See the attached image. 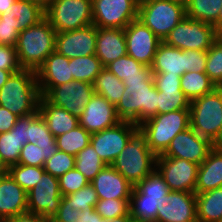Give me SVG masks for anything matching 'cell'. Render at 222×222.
<instances>
[{
    "label": "cell",
    "mask_w": 222,
    "mask_h": 222,
    "mask_svg": "<svg viewBox=\"0 0 222 222\" xmlns=\"http://www.w3.org/2000/svg\"><path fill=\"white\" fill-rule=\"evenodd\" d=\"M137 131L135 123L121 121L113 127L92 133L90 144L105 164L111 165Z\"/></svg>",
    "instance_id": "11"
},
{
    "label": "cell",
    "mask_w": 222,
    "mask_h": 222,
    "mask_svg": "<svg viewBox=\"0 0 222 222\" xmlns=\"http://www.w3.org/2000/svg\"><path fill=\"white\" fill-rule=\"evenodd\" d=\"M45 161L44 150L36 144L27 142L21 149L18 164L43 167Z\"/></svg>",
    "instance_id": "48"
},
{
    "label": "cell",
    "mask_w": 222,
    "mask_h": 222,
    "mask_svg": "<svg viewBox=\"0 0 222 222\" xmlns=\"http://www.w3.org/2000/svg\"><path fill=\"white\" fill-rule=\"evenodd\" d=\"M23 29L17 19L11 15H0V44L16 46L19 32Z\"/></svg>",
    "instance_id": "46"
},
{
    "label": "cell",
    "mask_w": 222,
    "mask_h": 222,
    "mask_svg": "<svg viewBox=\"0 0 222 222\" xmlns=\"http://www.w3.org/2000/svg\"><path fill=\"white\" fill-rule=\"evenodd\" d=\"M152 73L178 74L187 72L186 53L176 47L169 46L163 41L158 45L151 64Z\"/></svg>",
    "instance_id": "25"
},
{
    "label": "cell",
    "mask_w": 222,
    "mask_h": 222,
    "mask_svg": "<svg viewBox=\"0 0 222 222\" xmlns=\"http://www.w3.org/2000/svg\"><path fill=\"white\" fill-rule=\"evenodd\" d=\"M40 96L36 71L22 69L1 87L0 106L18 117L28 116L38 110Z\"/></svg>",
    "instance_id": "2"
},
{
    "label": "cell",
    "mask_w": 222,
    "mask_h": 222,
    "mask_svg": "<svg viewBox=\"0 0 222 222\" xmlns=\"http://www.w3.org/2000/svg\"><path fill=\"white\" fill-rule=\"evenodd\" d=\"M94 94L93 84L73 80L52 87L43 97L54 106L66 109L70 114L79 117Z\"/></svg>",
    "instance_id": "13"
},
{
    "label": "cell",
    "mask_w": 222,
    "mask_h": 222,
    "mask_svg": "<svg viewBox=\"0 0 222 222\" xmlns=\"http://www.w3.org/2000/svg\"><path fill=\"white\" fill-rule=\"evenodd\" d=\"M180 82L181 90L190 102L217 88L206 73L186 72L180 77Z\"/></svg>",
    "instance_id": "30"
},
{
    "label": "cell",
    "mask_w": 222,
    "mask_h": 222,
    "mask_svg": "<svg viewBox=\"0 0 222 222\" xmlns=\"http://www.w3.org/2000/svg\"><path fill=\"white\" fill-rule=\"evenodd\" d=\"M187 72L205 73V64L207 60V51L185 50Z\"/></svg>",
    "instance_id": "50"
},
{
    "label": "cell",
    "mask_w": 222,
    "mask_h": 222,
    "mask_svg": "<svg viewBox=\"0 0 222 222\" xmlns=\"http://www.w3.org/2000/svg\"><path fill=\"white\" fill-rule=\"evenodd\" d=\"M213 27L215 28V31L221 35L222 34V6L219 11V15L217 18V21L213 24Z\"/></svg>",
    "instance_id": "58"
},
{
    "label": "cell",
    "mask_w": 222,
    "mask_h": 222,
    "mask_svg": "<svg viewBox=\"0 0 222 222\" xmlns=\"http://www.w3.org/2000/svg\"><path fill=\"white\" fill-rule=\"evenodd\" d=\"M190 127V110L182 109L158 114L138 125L150 150L157 156L169 146L171 140Z\"/></svg>",
    "instance_id": "5"
},
{
    "label": "cell",
    "mask_w": 222,
    "mask_h": 222,
    "mask_svg": "<svg viewBox=\"0 0 222 222\" xmlns=\"http://www.w3.org/2000/svg\"><path fill=\"white\" fill-rule=\"evenodd\" d=\"M197 222H219L222 219V187L196 194Z\"/></svg>",
    "instance_id": "27"
},
{
    "label": "cell",
    "mask_w": 222,
    "mask_h": 222,
    "mask_svg": "<svg viewBox=\"0 0 222 222\" xmlns=\"http://www.w3.org/2000/svg\"><path fill=\"white\" fill-rule=\"evenodd\" d=\"M121 122L115 105L105 97L94 94L79 116V125L90 134L100 132Z\"/></svg>",
    "instance_id": "18"
},
{
    "label": "cell",
    "mask_w": 222,
    "mask_h": 222,
    "mask_svg": "<svg viewBox=\"0 0 222 222\" xmlns=\"http://www.w3.org/2000/svg\"><path fill=\"white\" fill-rule=\"evenodd\" d=\"M62 200L67 205H71L73 209L84 211L86 209L95 208L98 197L94 187L89 183L79 191L63 196Z\"/></svg>",
    "instance_id": "44"
},
{
    "label": "cell",
    "mask_w": 222,
    "mask_h": 222,
    "mask_svg": "<svg viewBox=\"0 0 222 222\" xmlns=\"http://www.w3.org/2000/svg\"><path fill=\"white\" fill-rule=\"evenodd\" d=\"M189 108L190 101L181 89L158 90L157 115Z\"/></svg>",
    "instance_id": "41"
},
{
    "label": "cell",
    "mask_w": 222,
    "mask_h": 222,
    "mask_svg": "<svg viewBox=\"0 0 222 222\" xmlns=\"http://www.w3.org/2000/svg\"><path fill=\"white\" fill-rule=\"evenodd\" d=\"M33 1L45 11L57 0H33Z\"/></svg>",
    "instance_id": "59"
},
{
    "label": "cell",
    "mask_w": 222,
    "mask_h": 222,
    "mask_svg": "<svg viewBox=\"0 0 222 222\" xmlns=\"http://www.w3.org/2000/svg\"><path fill=\"white\" fill-rule=\"evenodd\" d=\"M199 165L175 157L157 155L156 170L171 191L195 193Z\"/></svg>",
    "instance_id": "12"
},
{
    "label": "cell",
    "mask_w": 222,
    "mask_h": 222,
    "mask_svg": "<svg viewBox=\"0 0 222 222\" xmlns=\"http://www.w3.org/2000/svg\"><path fill=\"white\" fill-rule=\"evenodd\" d=\"M120 80L125 78L142 77V75H153L150 66L144 65L126 54L105 66Z\"/></svg>",
    "instance_id": "36"
},
{
    "label": "cell",
    "mask_w": 222,
    "mask_h": 222,
    "mask_svg": "<svg viewBox=\"0 0 222 222\" xmlns=\"http://www.w3.org/2000/svg\"><path fill=\"white\" fill-rule=\"evenodd\" d=\"M38 111L47 123L54 137L60 136L79 126V117L70 114L66 109L54 106L40 96Z\"/></svg>",
    "instance_id": "26"
},
{
    "label": "cell",
    "mask_w": 222,
    "mask_h": 222,
    "mask_svg": "<svg viewBox=\"0 0 222 222\" xmlns=\"http://www.w3.org/2000/svg\"><path fill=\"white\" fill-rule=\"evenodd\" d=\"M97 27L92 24L68 32H57L55 51L73 59L95 54Z\"/></svg>",
    "instance_id": "17"
},
{
    "label": "cell",
    "mask_w": 222,
    "mask_h": 222,
    "mask_svg": "<svg viewBox=\"0 0 222 222\" xmlns=\"http://www.w3.org/2000/svg\"><path fill=\"white\" fill-rule=\"evenodd\" d=\"M196 194L186 191H170L164 207L157 210L155 222H197Z\"/></svg>",
    "instance_id": "19"
},
{
    "label": "cell",
    "mask_w": 222,
    "mask_h": 222,
    "mask_svg": "<svg viewBox=\"0 0 222 222\" xmlns=\"http://www.w3.org/2000/svg\"><path fill=\"white\" fill-rule=\"evenodd\" d=\"M95 94L105 97L111 104L117 105L125 90V85L116 75L105 67L93 82Z\"/></svg>",
    "instance_id": "29"
},
{
    "label": "cell",
    "mask_w": 222,
    "mask_h": 222,
    "mask_svg": "<svg viewBox=\"0 0 222 222\" xmlns=\"http://www.w3.org/2000/svg\"><path fill=\"white\" fill-rule=\"evenodd\" d=\"M45 18L56 32H68L92 25V0H57L45 10Z\"/></svg>",
    "instance_id": "9"
},
{
    "label": "cell",
    "mask_w": 222,
    "mask_h": 222,
    "mask_svg": "<svg viewBox=\"0 0 222 222\" xmlns=\"http://www.w3.org/2000/svg\"><path fill=\"white\" fill-rule=\"evenodd\" d=\"M8 15L15 17L22 29H27L44 19L45 11L33 0H17L11 5Z\"/></svg>",
    "instance_id": "32"
},
{
    "label": "cell",
    "mask_w": 222,
    "mask_h": 222,
    "mask_svg": "<svg viewBox=\"0 0 222 222\" xmlns=\"http://www.w3.org/2000/svg\"><path fill=\"white\" fill-rule=\"evenodd\" d=\"M18 116L0 106V133L10 131L18 120Z\"/></svg>",
    "instance_id": "53"
},
{
    "label": "cell",
    "mask_w": 222,
    "mask_h": 222,
    "mask_svg": "<svg viewBox=\"0 0 222 222\" xmlns=\"http://www.w3.org/2000/svg\"><path fill=\"white\" fill-rule=\"evenodd\" d=\"M80 222H102V217L96 212L95 208L80 211Z\"/></svg>",
    "instance_id": "56"
},
{
    "label": "cell",
    "mask_w": 222,
    "mask_h": 222,
    "mask_svg": "<svg viewBox=\"0 0 222 222\" xmlns=\"http://www.w3.org/2000/svg\"><path fill=\"white\" fill-rule=\"evenodd\" d=\"M140 0H92L93 24L98 28L125 29L138 18Z\"/></svg>",
    "instance_id": "10"
},
{
    "label": "cell",
    "mask_w": 222,
    "mask_h": 222,
    "mask_svg": "<svg viewBox=\"0 0 222 222\" xmlns=\"http://www.w3.org/2000/svg\"><path fill=\"white\" fill-rule=\"evenodd\" d=\"M28 212L51 220L57 213L63 196L59 190V179L44 172L39 182L28 193Z\"/></svg>",
    "instance_id": "14"
},
{
    "label": "cell",
    "mask_w": 222,
    "mask_h": 222,
    "mask_svg": "<svg viewBox=\"0 0 222 222\" xmlns=\"http://www.w3.org/2000/svg\"><path fill=\"white\" fill-rule=\"evenodd\" d=\"M126 54L124 29L97 27L95 55L100 59L104 67Z\"/></svg>",
    "instance_id": "23"
},
{
    "label": "cell",
    "mask_w": 222,
    "mask_h": 222,
    "mask_svg": "<svg viewBox=\"0 0 222 222\" xmlns=\"http://www.w3.org/2000/svg\"><path fill=\"white\" fill-rule=\"evenodd\" d=\"M28 142L44 150L45 160L51 158L59 150L55 137L39 112L29 121Z\"/></svg>",
    "instance_id": "28"
},
{
    "label": "cell",
    "mask_w": 222,
    "mask_h": 222,
    "mask_svg": "<svg viewBox=\"0 0 222 222\" xmlns=\"http://www.w3.org/2000/svg\"><path fill=\"white\" fill-rule=\"evenodd\" d=\"M0 69L10 71L12 74L22 70L15 46L0 44Z\"/></svg>",
    "instance_id": "49"
},
{
    "label": "cell",
    "mask_w": 222,
    "mask_h": 222,
    "mask_svg": "<svg viewBox=\"0 0 222 222\" xmlns=\"http://www.w3.org/2000/svg\"><path fill=\"white\" fill-rule=\"evenodd\" d=\"M105 166V162L99 157L91 144L75 156L74 168L82 173L89 182H91Z\"/></svg>",
    "instance_id": "38"
},
{
    "label": "cell",
    "mask_w": 222,
    "mask_h": 222,
    "mask_svg": "<svg viewBox=\"0 0 222 222\" xmlns=\"http://www.w3.org/2000/svg\"><path fill=\"white\" fill-rule=\"evenodd\" d=\"M214 146L209 139L200 136L189 127L178 133L161 155L185 159L200 165Z\"/></svg>",
    "instance_id": "16"
},
{
    "label": "cell",
    "mask_w": 222,
    "mask_h": 222,
    "mask_svg": "<svg viewBox=\"0 0 222 222\" xmlns=\"http://www.w3.org/2000/svg\"><path fill=\"white\" fill-rule=\"evenodd\" d=\"M23 146L18 137L17 123L10 131L0 133V159L7 169L12 165L18 164Z\"/></svg>",
    "instance_id": "37"
},
{
    "label": "cell",
    "mask_w": 222,
    "mask_h": 222,
    "mask_svg": "<svg viewBox=\"0 0 222 222\" xmlns=\"http://www.w3.org/2000/svg\"><path fill=\"white\" fill-rule=\"evenodd\" d=\"M56 34V30L46 18L19 32L15 48L22 69H39L46 58L55 51Z\"/></svg>",
    "instance_id": "3"
},
{
    "label": "cell",
    "mask_w": 222,
    "mask_h": 222,
    "mask_svg": "<svg viewBox=\"0 0 222 222\" xmlns=\"http://www.w3.org/2000/svg\"><path fill=\"white\" fill-rule=\"evenodd\" d=\"M37 110L34 114L28 116L19 117L17 120L18 124V137L20 138L21 144L25 145L28 142L29 137V121L38 113Z\"/></svg>",
    "instance_id": "54"
},
{
    "label": "cell",
    "mask_w": 222,
    "mask_h": 222,
    "mask_svg": "<svg viewBox=\"0 0 222 222\" xmlns=\"http://www.w3.org/2000/svg\"><path fill=\"white\" fill-rule=\"evenodd\" d=\"M186 17L213 25L218 18L222 0H187Z\"/></svg>",
    "instance_id": "34"
},
{
    "label": "cell",
    "mask_w": 222,
    "mask_h": 222,
    "mask_svg": "<svg viewBox=\"0 0 222 222\" xmlns=\"http://www.w3.org/2000/svg\"><path fill=\"white\" fill-rule=\"evenodd\" d=\"M27 192L7 172L0 176V219L7 221L27 212Z\"/></svg>",
    "instance_id": "22"
},
{
    "label": "cell",
    "mask_w": 222,
    "mask_h": 222,
    "mask_svg": "<svg viewBox=\"0 0 222 222\" xmlns=\"http://www.w3.org/2000/svg\"><path fill=\"white\" fill-rule=\"evenodd\" d=\"M205 73L217 87H222V36L207 50Z\"/></svg>",
    "instance_id": "43"
},
{
    "label": "cell",
    "mask_w": 222,
    "mask_h": 222,
    "mask_svg": "<svg viewBox=\"0 0 222 222\" xmlns=\"http://www.w3.org/2000/svg\"><path fill=\"white\" fill-rule=\"evenodd\" d=\"M7 173V168L5 167V165L2 163L1 159H0V176Z\"/></svg>",
    "instance_id": "61"
},
{
    "label": "cell",
    "mask_w": 222,
    "mask_h": 222,
    "mask_svg": "<svg viewBox=\"0 0 222 222\" xmlns=\"http://www.w3.org/2000/svg\"><path fill=\"white\" fill-rule=\"evenodd\" d=\"M180 75L167 73H153V80L157 90L181 89Z\"/></svg>",
    "instance_id": "51"
},
{
    "label": "cell",
    "mask_w": 222,
    "mask_h": 222,
    "mask_svg": "<svg viewBox=\"0 0 222 222\" xmlns=\"http://www.w3.org/2000/svg\"><path fill=\"white\" fill-rule=\"evenodd\" d=\"M50 222H80V211L73 209L71 205H67L62 200L57 213Z\"/></svg>",
    "instance_id": "52"
},
{
    "label": "cell",
    "mask_w": 222,
    "mask_h": 222,
    "mask_svg": "<svg viewBox=\"0 0 222 222\" xmlns=\"http://www.w3.org/2000/svg\"><path fill=\"white\" fill-rule=\"evenodd\" d=\"M170 191L171 190L163 177L155 169L151 174L133 187L130 198L161 199L162 197H166Z\"/></svg>",
    "instance_id": "31"
},
{
    "label": "cell",
    "mask_w": 222,
    "mask_h": 222,
    "mask_svg": "<svg viewBox=\"0 0 222 222\" xmlns=\"http://www.w3.org/2000/svg\"><path fill=\"white\" fill-rule=\"evenodd\" d=\"M39 92L44 96L52 87L72 82L69 59L53 51L36 71Z\"/></svg>",
    "instance_id": "20"
},
{
    "label": "cell",
    "mask_w": 222,
    "mask_h": 222,
    "mask_svg": "<svg viewBox=\"0 0 222 222\" xmlns=\"http://www.w3.org/2000/svg\"><path fill=\"white\" fill-rule=\"evenodd\" d=\"M102 222H113V221H109V220L102 217ZM119 222H129V221H119Z\"/></svg>",
    "instance_id": "62"
},
{
    "label": "cell",
    "mask_w": 222,
    "mask_h": 222,
    "mask_svg": "<svg viewBox=\"0 0 222 222\" xmlns=\"http://www.w3.org/2000/svg\"><path fill=\"white\" fill-rule=\"evenodd\" d=\"M222 187V145H215L199 165L195 194Z\"/></svg>",
    "instance_id": "24"
},
{
    "label": "cell",
    "mask_w": 222,
    "mask_h": 222,
    "mask_svg": "<svg viewBox=\"0 0 222 222\" xmlns=\"http://www.w3.org/2000/svg\"><path fill=\"white\" fill-rule=\"evenodd\" d=\"M12 73L10 71L0 69V89L6 83L7 79Z\"/></svg>",
    "instance_id": "60"
},
{
    "label": "cell",
    "mask_w": 222,
    "mask_h": 222,
    "mask_svg": "<svg viewBox=\"0 0 222 222\" xmlns=\"http://www.w3.org/2000/svg\"><path fill=\"white\" fill-rule=\"evenodd\" d=\"M129 202L130 200L100 199L95 205V210L109 221H130Z\"/></svg>",
    "instance_id": "40"
},
{
    "label": "cell",
    "mask_w": 222,
    "mask_h": 222,
    "mask_svg": "<svg viewBox=\"0 0 222 222\" xmlns=\"http://www.w3.org/2000/svg\"><path fill=\"white\" fill-rule=\"evenodd\" d=\"M75 156L58 150L51 158L45 161L44 170L56 178H60L74 169Z\"/></svg>",
    "instance_id": "45"
},
{
    "label": "cell",
    "mask_w": 222,
    "mask_h": 222,
    "mask_svg": "<svg viewBox=\"0 0 222 222\" xmlns=\"http://www.w3.org/2000/svg\"><path fill=\"white\" fill-rule=\"evenodd\" d=\"M17 0H0V15L7 14L11 9V5Z\"/></svg>",
    "instance_id": "57"
},
{
    "label": "cell",
    "mask_w": 222,
    "mask_h": 222,
    "mask_svg": "<svg viewBox=\"0 0 222 222\" xmlns=\"http://www.w3.org/2000/svg\"><path fill=\"white\" fill-rule=\"evenodd\" d=\"M186 17L185 2L180 0H140L138 19L162 41Z\"/></svg>",
    "instance_id": "7"
},
{
    "label": "cell",
    "mask_w": 222,
    "mask_h": 222,
    "mask_svg": "<svg viewBox=\"0 0 222 222\" xmlns=\"http://www.w3.org/2000/svg\"><path fill=\"white\" fill-rule=\"evenodd\" d=\"M7 172L28 193L39 182L45 170L43 167L16 164L10 166Z\"/></svg>",
    "instance_id": "42"
},
{
    "label": "cell",
    "mask_w": 222,
    "mask_h": 222,
    "mask_svg": "<svg viewBox=\"0 0 222 222\" xmlns=\"http://www.w3.org/2000/svg\"><path fill=\"white\" fill-rule=\"evenodd\" d=\"M190 127L214 145H222V87L190 102Z\"/></svg>",
    "instance_id": "6"
},
{
    "label": "cell",
    "mask_w": 222,
    "mask_h": 222,
    "mask_svg": "<svg viewBox=\"0 0 222 222\" xmlns=\"http://www.w3.org/2000/svg\"><path fill=\"white\" fill-rule=\"evenodd\" d=\"M125 90L116 107L121 121H130L137 126L157 115L158 90L153 75L125 78Z\"/></svg>",
    "instance_id": "1"
},
{
    "label": "cell",
    "mask_w": 222,
    "mask_h": 222,
    "mask_svg": "<svg viewBox=\"0 0 222 222\" xmlns=\"http://www.w3.org/2000/svg\"><path fill=\"white\" fill-rule=\"evenodd\" d=\"M5 222H50V220L41 217L38 214H34L31 212H24L19 215L14 216L11 219H8Z\"/></svg>",
    "instance_id": "55"
},
{
    "label": "cell",
    "mask_w": 222,
    "mask_h": 222,
    "mask_svg": "<svg viewBox=\"0 0 222 222\" xmlns=\"http://www.w3.org/2000/svg\"><path fill=\"white\" fill-rule=\"evenodd\" d=\"M127 54L136 61L151 66L158 45L162 42L153 31L138 18L125 29Z\"/></svg>",
    "instance_id": "15"
},
{
    "label": "cell",
    "mask_w": 222,
    "mask_h": 222,
    "mask_svg": "<svg viewBox=\"0 0 222 222\" xmlns=\"http://www.w3.org/2000/svg\"><path fill=\"white\" fill-rule=\"evenodd\" d=\"M156 157L137 131L111 165L135 187L156 169Z\"/></svg>",
    "instance_id": "4"
},
{
    "label": "cell",
    "mask_w": 222,
    "mask_h": 222,
    "mask_svg": "<svg viewBox=\"0 0 222 222\" xmlns=\"http://www.w3.org/2000/svg\"><path fill=\"white\" fill-rule=\"evenodd\" d=\"M55 139L60 151L76 156L78 152L90 144L91 134L79 125Z\"/></svg>",
    "instance_id": "39"
},
{
    "label": "cell",
    "mask_w": 222,
    "mask_h": 222,
    "mask_svg": "<svg viewBox=\"0 0 222 222\" xmlns=\"http://www.w3.org/2000/svg\"><path fill=\"white\" fill-rule=\"evenodd\" d=\"M165 197L153 198H130V221L131 222H155L157 210L164 207Z\"/></svg>",
    "instance_id": "33"
},
{
    "label": "cell",
    "mask_w": 222,
    "mask_h": 222,
    "mask_svg": "<svg viewBox=\"0 0 222 222\" xmlns=\"http://www.w3.org/2000/svg\"><path fill=\"white\" fill-rule=\"evenodd\" d=\"M98 200H130L133 186L112 165H106L90 182Z\"/></svg>",
    "instance_id": "21"
},
{
    "label": "cell",
    "mask_w": 222,
    "mask_h": 222,
    "mask_svg": "<svg viewBox=\"0 0 222 222\" xmlns=\"http://www.w3.org/2000/svg\"><path fill=\"white\" fill-rule=\"evenodd\" d=\"M219 36L213 25L185 17L169 32L163 42L183 51H207Z\"/></svg>",
    "instance_id": "8"
},
{
    "label": "cell",
    "mask_w": 222,
    "mask_h": 222,
    "mask_svg": "<svg viewBox=\"0 0 222 222\" xmlns=\"http://www.w3.org/2000/svg\"><path fill=\"white\" fill-rule=\"evenodd\" d=\"M59 179V190L62 196L75 193L90 182L75 168L65 173Z\"/></svg>",
    "instance_id": "47"
},
{
    "label": "cell",
    "mask_w": 222,
    "mask_h": 222,
    "mask_svg": "<svg viewBox=\"0 0 222 222\" xmlns=\"http://www.w3.org/2000/svg\"><path fill=\"white\" fill-rule=\"evenodd\" d=\"M69 65H71V73L74 80L85 81L91 84H93L96 76L104 68L95 54L69 59Z\"/></svg>",
    "instance_id": "35"
}]
</instances>
